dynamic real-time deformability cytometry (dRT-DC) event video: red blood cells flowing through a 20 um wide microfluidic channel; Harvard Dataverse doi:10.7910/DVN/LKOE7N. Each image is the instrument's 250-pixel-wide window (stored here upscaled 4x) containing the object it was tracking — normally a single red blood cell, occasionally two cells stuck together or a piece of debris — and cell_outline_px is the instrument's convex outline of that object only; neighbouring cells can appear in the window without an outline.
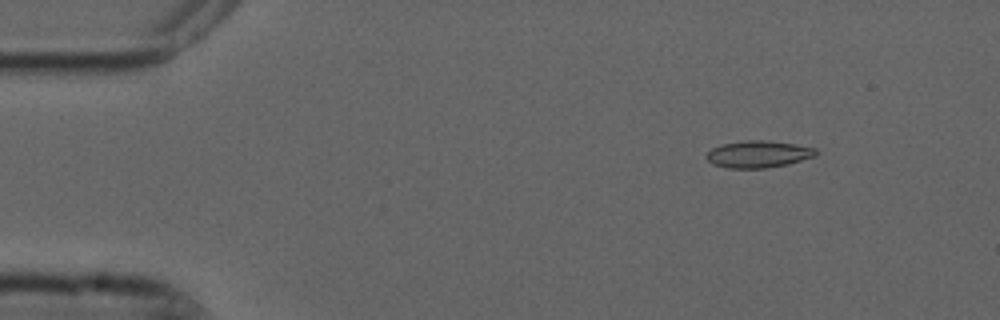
{"species": "common noctule bat (a hibernating species)", "species_latin": "Nyctalus noctula", "temperature_condition": "cold", "stored_images_in_passage": 4, "camera_frame_rate_fps": 3000, "um_per_image_px": 0.085, "animal": {"sex": "male", "forearm_length_mm": 52.5}, "frame": {"image": 1, "passage_image": 2, "time_ms": 0.333, "image_size_px": [1000, 320], "cell_outline_px": [[816, 156], [788, 164], [764, 168], [728, 168], [716, 164], [708, 160], [704, 156], [712, 148], [720, 144], [744, 140], [764, 140], [796, 144], [816, 148]], "centroid_in_image_um": [64.46, 13.09], "position_along_channel_um": 20.5, "area_um2": 17.17}}